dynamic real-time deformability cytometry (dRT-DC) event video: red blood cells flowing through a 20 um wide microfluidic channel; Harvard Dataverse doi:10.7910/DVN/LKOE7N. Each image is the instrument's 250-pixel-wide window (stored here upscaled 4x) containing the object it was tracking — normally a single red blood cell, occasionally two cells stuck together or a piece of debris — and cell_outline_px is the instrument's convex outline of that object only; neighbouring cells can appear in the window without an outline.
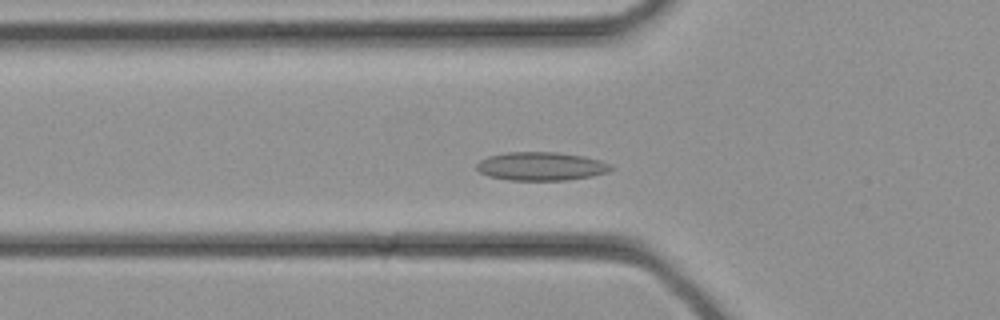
{"species": "common noctule bat (a hibernating species)", "species_latin": "Nyctalus noctula", "temperature_condition": "cold", "stored_images_in_passage": 33, "camera_frame_rate_fps": 3000, "um_per_image_px": 0.085, "animal": {"sex": "female", "body_mass_g": 21.9}, "frame": {"image": 1, "passage_image": 11, "time_ms": 3.333, "image_size_px": [1000, 320], "cell_outline_px": [[616, 168], [608, 172], [592, 176], [564, 180], [508, 180], [488, 176], [480, 172], [476, 168], [476, 164], [480, 160], [488, 156], [504, 152], [560, 152], [584, 156], [600, 160], [612, 164]], "centroid_in_image_um": [46.02, 14.12], "position_along_channel_um": 79.8, "area_um2": 22.54}}
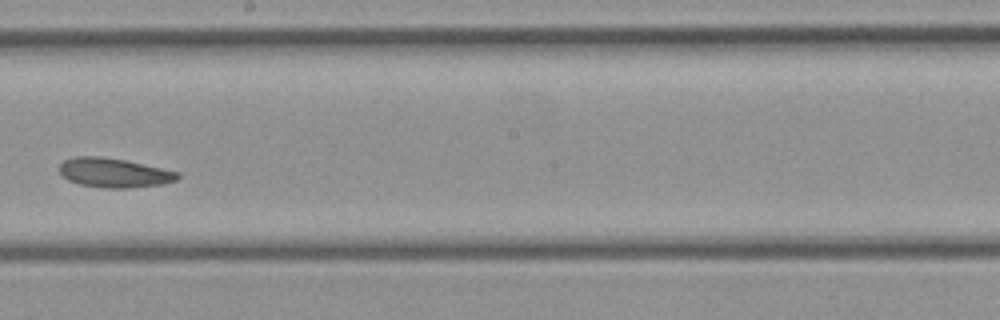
{"frame": {"image": 2, "passage_image": 19, "time_ms": 6.0, "image_size_px": [1000, 320], "cell_outline_px": [[180, 176], [176, 180], [160, 184], [128, 188], [104, 188], [80, 184], [68, 180], [60, 172], [60, 164], [64, 160], [72, 156], [100, 156], [124, 160], [180, 172]], "centroid_in_image_um": [9.67, 14.68], "position_along_channel_um": 238.5, "area_um2": 20.06}}
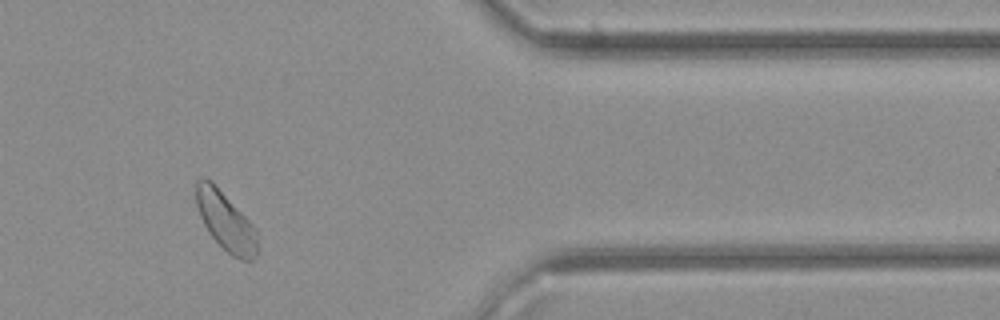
{"frame": {"image": 3, "passage_image": 28, "time_ms": 9.0, "image_size_px": [1000, 320], "cell_outline_px": [[256, 256], [252, 260], [240, 260], [232, 256], [208, 232], [200, 216], [196, 204], [196, 180], [208, 180], [256, 228]], "centroid_in_image_um": [19.18, 18.88], "position_along_channel_um": 392.2, "area_um2": 19.88}}